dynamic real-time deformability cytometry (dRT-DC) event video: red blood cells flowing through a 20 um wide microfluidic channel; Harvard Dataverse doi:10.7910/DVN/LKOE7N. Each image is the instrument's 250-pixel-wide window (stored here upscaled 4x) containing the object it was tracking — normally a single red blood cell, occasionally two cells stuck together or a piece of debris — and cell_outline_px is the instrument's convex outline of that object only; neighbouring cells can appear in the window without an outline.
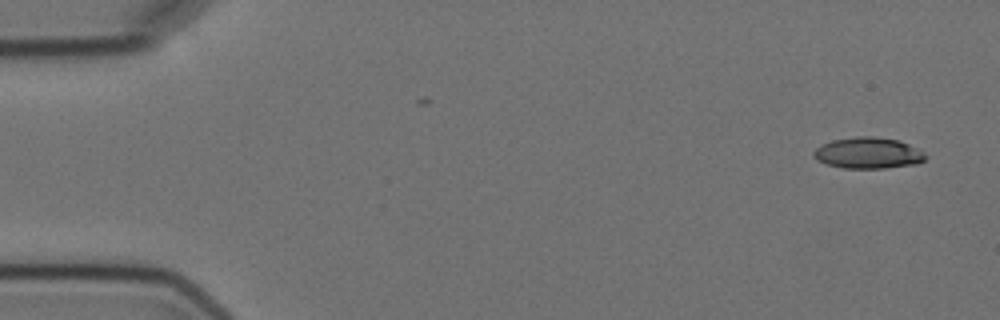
{"species": "Egyptian fruit bat (a non-hibernating species)", "species_latin": "Rousettus aegyptiacus", "temperature_condition": "cold", "stored_images_in_passage": 4, "camera_frame_rate_fps": 3000, "um_per_image_px": 0.085, "animal": {"sex": "female"}, "frame": {"image": 1, "passage_image": 1, "time_ms": 0.0, "image_size_px": [1000, 320], "cell_outline_px": [[928, 156], [924, 160], [916, 164], [884, 168], [844, 168], [828, 164], [816, 160], [812, 156], [812, 152], [820, 144], [832, 140], [856, 136], [872, 136], [900, 140], [924, 152]], "centroid_in_image_um": [73.77, 13.0], "position_along_channel_um": 11.2, "area_um2": 20.46}}
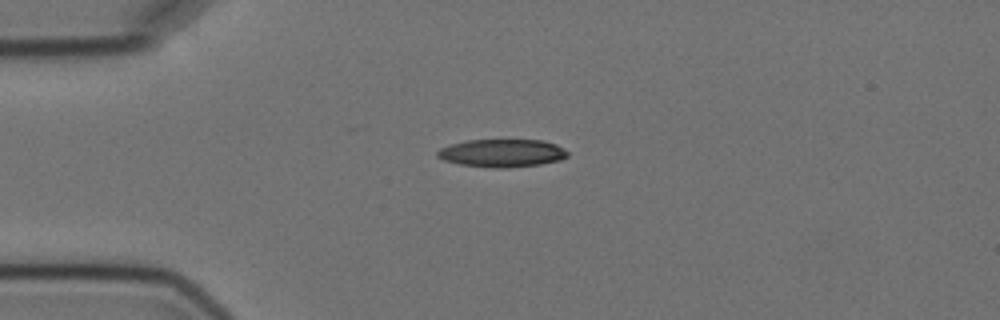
{"frame": {"image": 2, "passage_image": 4, "time_ms": 3.667, "image_size_px": [1000, 320], "cell_outline_px": [[568, 156], [560, 160], [540, 164], [504, 168], [492, 168], [460, 164], [444, 160], [436, 156], [436, 152], [440, 148], [452, 144], [468, 140], [544, 140], [556, 144], [564, 148], [568, 152]], "centroid_in_image_um": [42.69, 13.01], "position_along_channel_um": 42.3, "area_um2": 21.15}}